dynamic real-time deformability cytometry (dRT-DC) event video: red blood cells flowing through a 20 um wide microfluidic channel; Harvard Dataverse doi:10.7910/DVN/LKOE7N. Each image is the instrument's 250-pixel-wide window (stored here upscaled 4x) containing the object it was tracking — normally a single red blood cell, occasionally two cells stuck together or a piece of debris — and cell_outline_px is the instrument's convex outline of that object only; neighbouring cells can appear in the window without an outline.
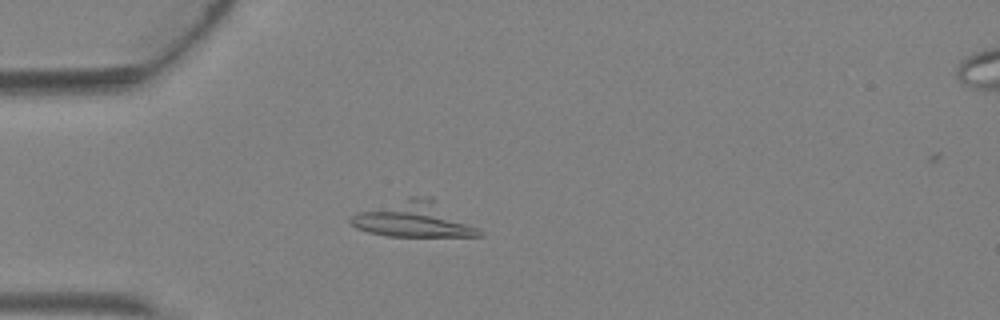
{"species": "Egyptian fruit bat (a non-hibernating species)", "species_latin": "Rousettus aegyptiacus", "temperature_condition": "warm", "stored_images_in_passage": 5, "segment_of_instrument_passage": [1, 2], "camera_frame_rate_fps": 3000, "um_per_image_px": 0.085, "animal": {"sex": "female"}, "frame": {"image": 1, "passage_image": 4, "time_ms": 1.0, "image_size_px": [1000, 320], "cell_outline_px": [[480, 236], [388, 236], [368, 232], [356, 228], [348, 220], [356, 212], [408, 196], [432, 196], [476, 228], [480, 232]], "centroid_in_image_um": [35.1, 18.62], "position_along_channel_um": 49.9, "area_um2": 26.41}}